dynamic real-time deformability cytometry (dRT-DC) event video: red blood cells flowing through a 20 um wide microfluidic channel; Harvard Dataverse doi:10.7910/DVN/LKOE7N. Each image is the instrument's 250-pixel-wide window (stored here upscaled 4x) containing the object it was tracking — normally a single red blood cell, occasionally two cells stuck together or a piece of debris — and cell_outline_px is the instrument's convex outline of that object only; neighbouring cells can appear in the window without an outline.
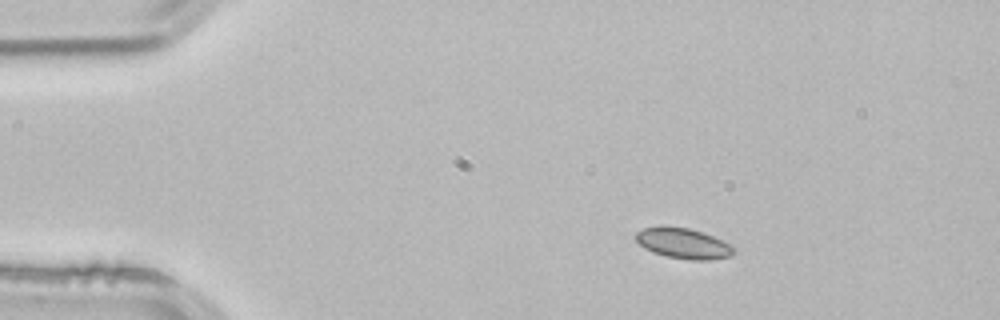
{"species": "common noctule bat (a hibernating species)", "species_latin": "Nyctalus noctula", "temperature_condition": "room temperature", "stored_images_in_passage": 3, "camera_frame_rate_fps": 3000, "um_per_image_px": 0.085, "animal": {"sex": "male", "body_mass_g": 21.5, "forearm_length_mm": 52.0}, "frame": {"image": 1, "passage_image": 1, "time_ms": 0.0, "image_size_px": [1000, 320], "cell_outline_px": [[736, 252], [732, 256], [708, 260], [692, 260], [668, 256], [652, 252], [644, 248], [636, 240], [636, 232], [644, 228], [688, 228], [712, 236], [736, 248]], "centroid_in_image_um": [58.12, 20.72], "position_along_channel_um": 26.9, "area_um2": 16.82}}
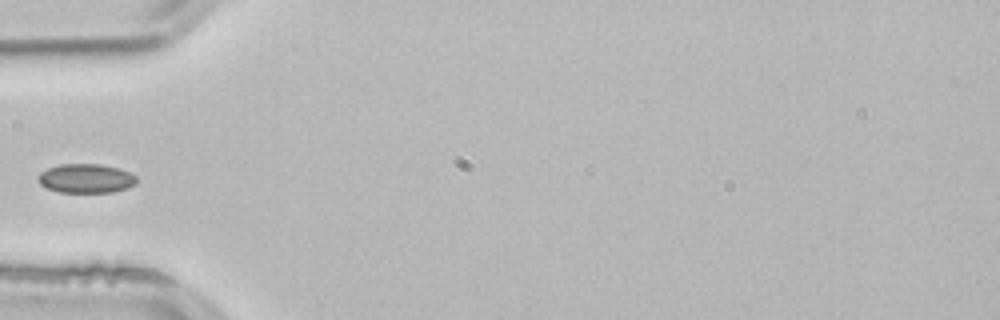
{"frame": {"image": 2, "passage_image": 3, "time_ms": 0.667, "image_size_px": [1000, 320], "cell_outline_px": [[136, 184], [128, 188], [112, 192], [56, 192], [44, 188], [36, 180], [36, 176], [40, 172], [48, 168], [60, 164], [100, 164], [120, 168], [136, 176]], "centroid_in_image_um": [7.26, 15.17], "position_along_channel_um": 77.7, "area_um2": 16.99}}